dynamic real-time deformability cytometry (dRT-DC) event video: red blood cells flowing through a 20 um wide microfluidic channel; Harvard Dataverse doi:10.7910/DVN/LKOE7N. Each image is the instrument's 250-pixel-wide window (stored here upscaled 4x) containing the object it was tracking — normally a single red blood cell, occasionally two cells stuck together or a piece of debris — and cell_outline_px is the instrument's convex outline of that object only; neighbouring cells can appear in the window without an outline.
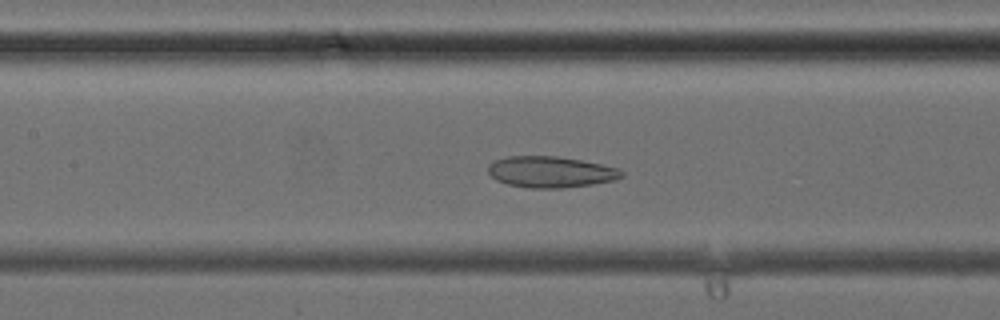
{"species": "common noctule bat (a hibernating species)", "species_latin": "Nyctalus noctula", "temperature_condition": "cold", "stored_images_in_passage": 40, "camera_frame_rate_fps": 3000, "um_per_image_px": 0.085, "animal": {"sex": "female", "body_mass_g": 24.6, "forearm_length_mm": 56.2}, "frame": {"image": 1, "passage_image": 18, "time_ms": 5.667, "image_size_px": [1000, 320], "cell_outline_px": [[624, 176], [612, 180], [592, 184], [560, 188], [532, 188], [508, 184], [496, 180], [488, 172], [488, 164], [492, 160], [508, 156], [556, 156], [580, 160], [620, 168], [624, 172]], "centroid_in_image_um": [46.78, 14.6], "position_along_channel_um": 160.6, "area_um2": 24.22}}
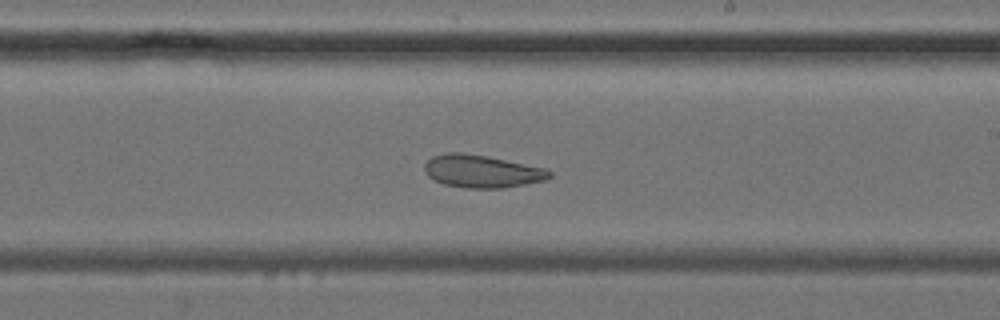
{"frame": {"image": 2, "passage_image": 23, "time_ms": 7.333, "image_size_px": [1000, 320], "cell_outline_px": [[552, 176], [544, 180], [504, 188], [468, 188], [444, 184], [428, 176], [424, 172], [424, 164], [432, 156], [448, 152], [464, 152], [488, 156], [544, 168], [552, 172]], "centroid_in_image_um": [40.93, 14.55], "position_along_channel_um": 248.1, "area_um2": 23.76}}
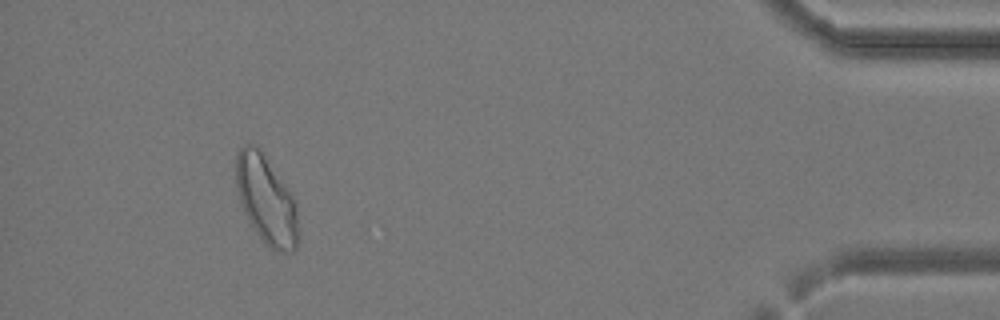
{"frame": {"image": 3, "passage_image": 36, "time_ms": 11.667, "image_size_px": [1000, 320], "cell_outline_px": [[300, 240], [296, 248], [292, 252], [272, 248], [252, 228], [240, 204], [236, 188], [236, 156], [240, 148], [244, 144], [256, 144], [292, 192], [296, 204], [300, 232]], "centroid_in_image_um": [22.66, 16.97], "position_along_channel_um": 412.5, "area_um2": 32.37}}